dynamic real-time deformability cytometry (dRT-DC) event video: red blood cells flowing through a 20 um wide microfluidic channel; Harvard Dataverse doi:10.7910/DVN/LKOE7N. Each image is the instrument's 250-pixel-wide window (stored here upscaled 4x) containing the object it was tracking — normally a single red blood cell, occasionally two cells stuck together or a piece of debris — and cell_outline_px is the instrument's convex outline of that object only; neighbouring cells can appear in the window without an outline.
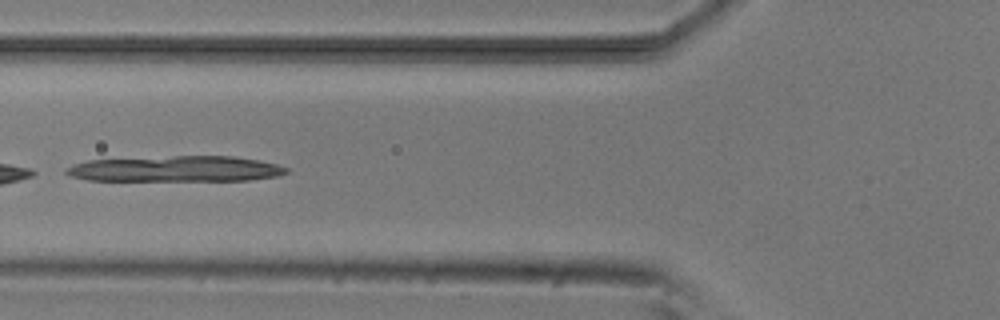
{"species": "common noctule bat (a hibernating species)", "species_latin": "Nyctalus noctula", "temperature_condition": "room temperature", "stored_images_in_passage": 3, "camera_frame_rate_fps": 3000, "um_per_image_px": 0.085, "animal": {"sex": "male", "body_mass_g": 20.5, "forearm_length_mm": 52.5}, "frame": {"image": 1, "passage_image": 2, "time_ms": 2.0, "image_size_px": [1000, 320], "cell_outline_px": [[288, 172], [276, 176], [248, 180], [88, 180], [72, 176], [64, 172], [64, 168], [88, 160], [176, 156], [232, 156], [256, 160], [276, 164], [288, 168]], "centroid_in_image_um": [14.93, 14.35], "position_along_channel_um": 110.9, "area_um2": 32.6}}